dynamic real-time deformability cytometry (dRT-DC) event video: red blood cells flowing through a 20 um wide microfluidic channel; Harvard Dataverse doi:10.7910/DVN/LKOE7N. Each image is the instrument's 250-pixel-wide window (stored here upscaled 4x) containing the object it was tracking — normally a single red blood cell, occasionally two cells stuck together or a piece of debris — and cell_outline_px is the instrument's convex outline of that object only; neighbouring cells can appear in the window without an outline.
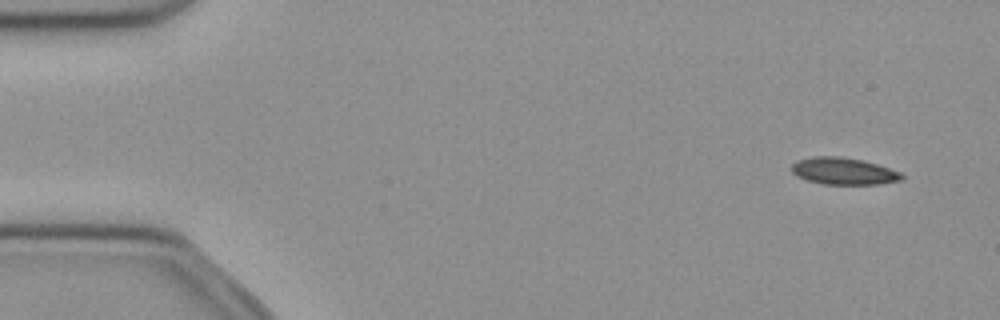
{"species": "common noctule bat (a hibernating species)", "species_latin": "Nyctalus noctula", "temperature_condition": "cold", "stored_images_in_passage": 10, "camera_frame_rate_fps": 3000, "um_per_image_px": 0.085, "animal": {"sex": "female", "body_mass_g": 21.9}, "frame": {"image": 1, "passage_image": 4, "time_ms": 1.0, "image_size_px": [1000, 320], "cell_outline_px": [[904, 180], [876, 184], [824, 184], [808, 180], [796, 176], [792, 172], [792, 164], [796, 160], [812, 156], [840, 156], [864, 160], [900, 172], [904, 176]], "centroid_in_image_um": [71.69, 14.53], "position_along_channel_um": 13.3, "area_um2": 17.34}}